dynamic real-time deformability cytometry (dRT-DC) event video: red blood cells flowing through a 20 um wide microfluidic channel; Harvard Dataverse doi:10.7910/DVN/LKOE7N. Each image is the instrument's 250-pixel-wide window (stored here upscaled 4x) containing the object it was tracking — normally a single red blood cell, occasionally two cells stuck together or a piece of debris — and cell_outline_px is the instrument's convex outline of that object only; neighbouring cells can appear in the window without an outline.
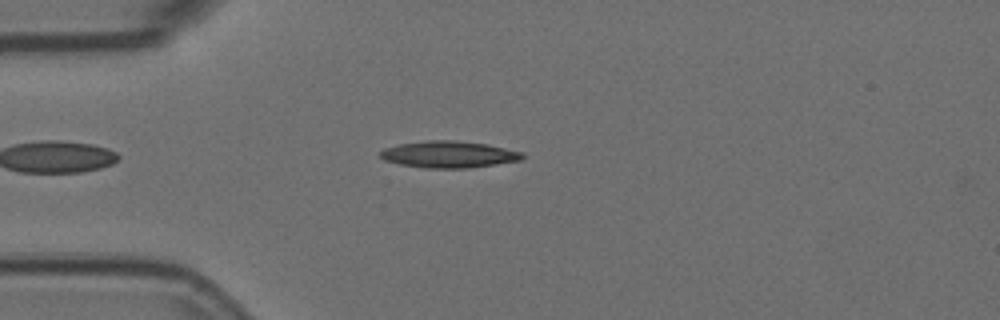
{"species": "Egyptian fruit bat (a non-hibernating species)", "species_latin": "Rousettus aegyptiacus", "temperature_condition": "room temperature", "stored_images_in_passage": 23, "camera_frame_rate_fps": 3000, "um_per_image_px": 0.085, "animal": {"sex": "female"}, "frame": {"image": 1, "passage_image": 7, "time_ms": 2.0, "image_size_px": [1000, 320], "cell_outline_px": [[524, 156], [520, 160], [496, 164], [468, 168], [424, 168], [400, 164], [384, 160], [380, 156], [380, 152], [384, 148], [400, 144], [428, 140], [456, 140], [488, 144], [520, 152]], "centroid_in_image_um": [38.12, 13.12], "position_along_channel_um": 46.9, "area_um2": 21.96}}
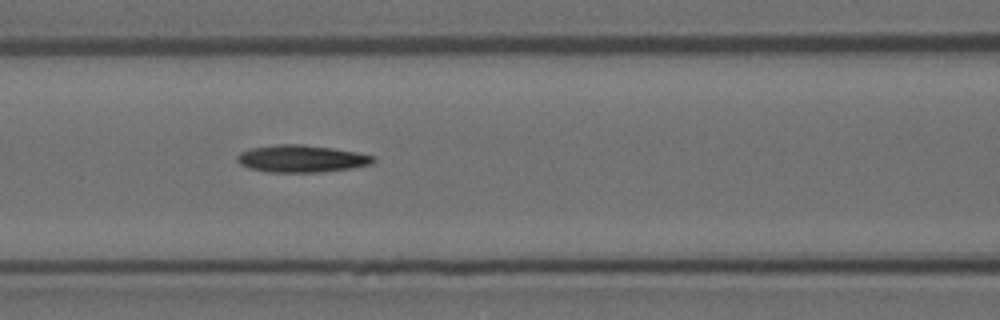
{"frame": {"image": 2, "passage_image": 16, "time_ms": 5.0, "image_size_px": [1000, 320], "cell_outline_px": [[376, 160], [372, 164], [352, 168], [320, 172], [268, 172], [248, 168], [240, 164], [236, 160], [236, 156], [240, 152], [248, 148], [276, 144], [304, 144], [332, 148], [356, 152], [376, 156]], "centroid_in_image_um": [25.61, 13.48], "position_along_channel_um": 141.0, "area_um2": 21.85}}
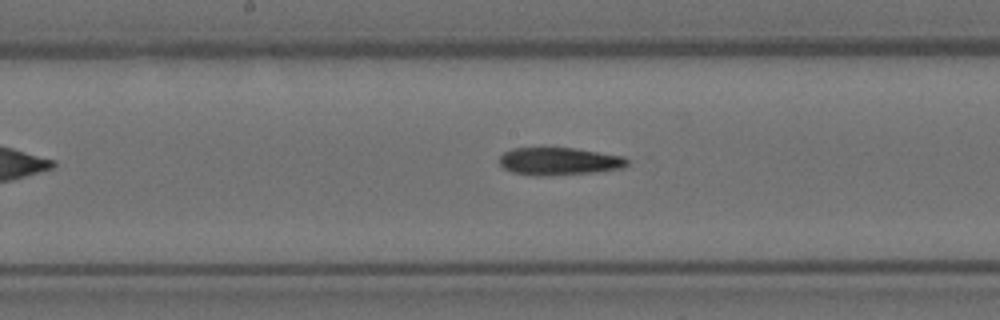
{"frame": {"image": 3, "passage_image": 21, "time_ms": 6.667, "image_size_px": [1000, 320], "cell_outline_px": [[628, 164], [624, 168], [592, 172], [544, 176], [536, 176], [512, 172], [504, 168], [500, 164], [500, 156], [504, 152], [512, 148], [544, 144], [576, 148], [624, 156], [628, 160]], "centroid_in_image_um": [47.48, 13.65], "position_along_channel_um": 200.7, "area_um2": 21.5}}